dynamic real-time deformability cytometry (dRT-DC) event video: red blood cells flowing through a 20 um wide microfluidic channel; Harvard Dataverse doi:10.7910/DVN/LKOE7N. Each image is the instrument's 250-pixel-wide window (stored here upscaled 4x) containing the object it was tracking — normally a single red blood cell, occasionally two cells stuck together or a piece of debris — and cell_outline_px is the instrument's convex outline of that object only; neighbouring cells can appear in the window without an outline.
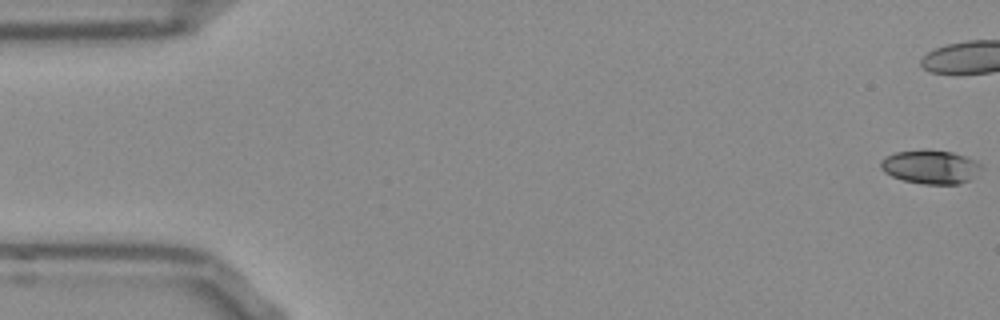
{"species": "Egyptian fruit bat (a non-hibernating species)", "species_latin": "Rousettus aegyptiacus", "temperature_condition": "room temperature", "stored_images_in_passage": 54, "camera_frame_rate_fps": 3000, "um_per_image_px": 0.085, "frame": {"image": 1, "passage_image": 1, "time_ms": 0.0, "image_size_px": [1000, 320], "cell_outline_px": [[980, 168], [968, 180], [960, 184], [924, 184], [904, 180], [892, 176], [884, 172], [880, 168], [880, 160], [884, 156], [896, 152], [924, 148], [952, 152], [976, 160], [980, 164]], "centroid_in_image_um": [79.02, 14.16], "position_along_channel_um": 6.0, "area_um2": 19.83}}
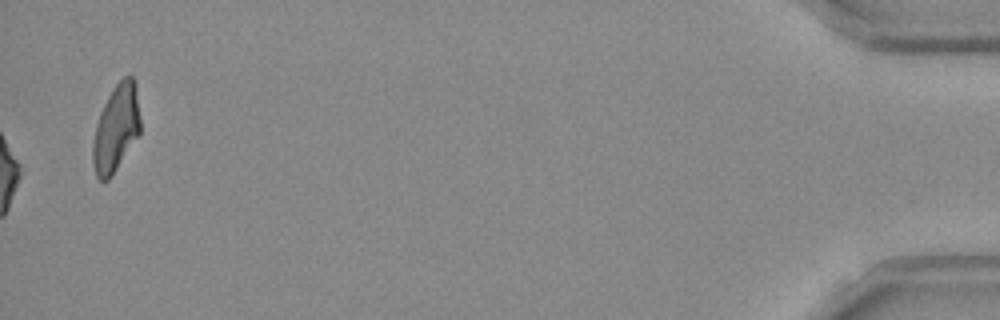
{"frame": {"image": 2, "passage_image": 54, "time_ms": 17.667, "image_size_px": [1000, 320], "cell_outline_px": [[140, 132], [112, 176], [108, 180], [100, 180], [96, 176], [92, 164], [92, 144], [96, 124], [100, 112], [112, 88], [124, 76], [132, 76], [136, 84], [140, 116]], "centroid_in_image_um": [9.86, 10.9], "position_along_channel_um": 425.3, "area_um2": 24.1}, "authors_computed_cell_mechanics": {"area_um2": 20.2878, "velocity_mm_per_s": 3.8645, "shape_relaxation_time_tau1_ms": 9.8195, "shape_relaxation_time_tau2_ms": 8.277, "deformation_change_tau1": 0.1806, "deformation_change_tau2": 0.1819}}